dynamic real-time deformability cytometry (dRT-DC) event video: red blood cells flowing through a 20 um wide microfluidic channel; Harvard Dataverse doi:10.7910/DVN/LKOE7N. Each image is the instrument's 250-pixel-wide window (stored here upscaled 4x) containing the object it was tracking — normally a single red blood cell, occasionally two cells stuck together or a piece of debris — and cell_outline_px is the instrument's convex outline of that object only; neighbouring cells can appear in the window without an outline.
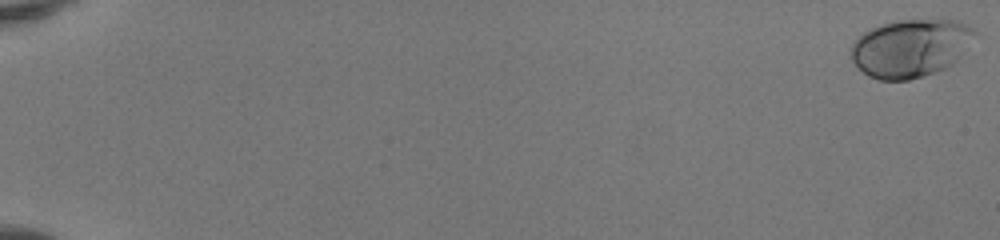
{"species": "human", "species_latin": "Homo sapiens", "temperature_condition": "room temperature", "stored_images_in_passage": 52, "camera_frame_rate_fps": 3000, "um_per_image_px": 0.085, "donor": {"sex": "female"}, "frame": {"image": 1, "passage_image": 1, "time_ms": 0.0, "image_size_px": [1000, 240], "cell_outline_px": [[980, 32], [960, 56], [948, 68], [924, 76], [908, 80], [880, 80], [868, 76], [848, 56], [852, 44], [864, 32], [880, 24], [896, 20], [960, 20]], "centroid_in_image_um": [77.43, 4.08], "position_along_channel_um": 7.6, "area_um2": 42.19}}
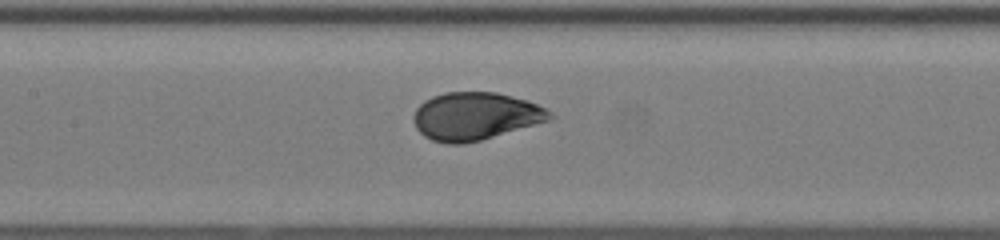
{"frame": {"image": 2, "passage_image": 28, "time_ms": 9.0, "image_size_px": [1000, 240], "cell_outline_px": [[556, 116], [552, 120], [480, 140], [460, 144], [448, 144], [432, 140], [424, 136], [416, 128], [412, 116], [416, 108], [424, 100], [432, 96], [444, 92], [496, 92], [528, 100], [552, 112]], "centroid_in_image_um": [40.41, 9.87], "position_along_channel_um": 167.0, "area_um2": 38.09}}
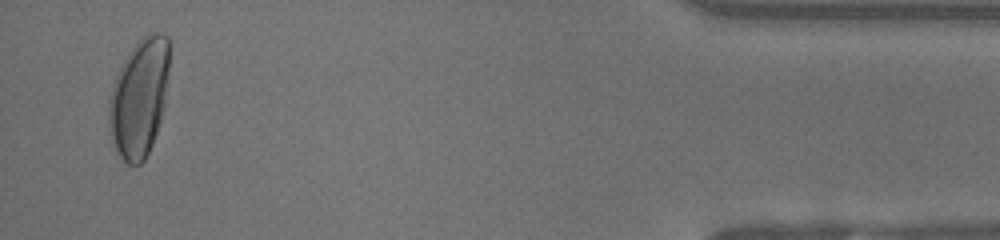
{"frame": {"image": 3, "passage_image": 51, "time_ms": 16.667, "image_size_px": [1000, 240], "cell_outline_px": [[168, 72], [164, 108], [152, 144], [144, 160], [140, 164], [128, 164], [120, 156], [112, 140], [108, 108], [112, 88], [120, 68], [132, 48], [148, 32], [160, 32], [168, 36]], "centroid_in_image_um": [11.85, 8.29], "position_along_channel_um": 423.3, "area_um2": 40.86}, "authors_computed_cell_mechanics": {"area_um2": 38.1191, "velocity_mm_per_s": 4.1459, "shape_relaxation_time_tau1_ms": 3.3748, "shape_relaxation_time_tau2_ms": null, "deformation_change_tau1": 0.1651, "deformation_change_tau2": null}}